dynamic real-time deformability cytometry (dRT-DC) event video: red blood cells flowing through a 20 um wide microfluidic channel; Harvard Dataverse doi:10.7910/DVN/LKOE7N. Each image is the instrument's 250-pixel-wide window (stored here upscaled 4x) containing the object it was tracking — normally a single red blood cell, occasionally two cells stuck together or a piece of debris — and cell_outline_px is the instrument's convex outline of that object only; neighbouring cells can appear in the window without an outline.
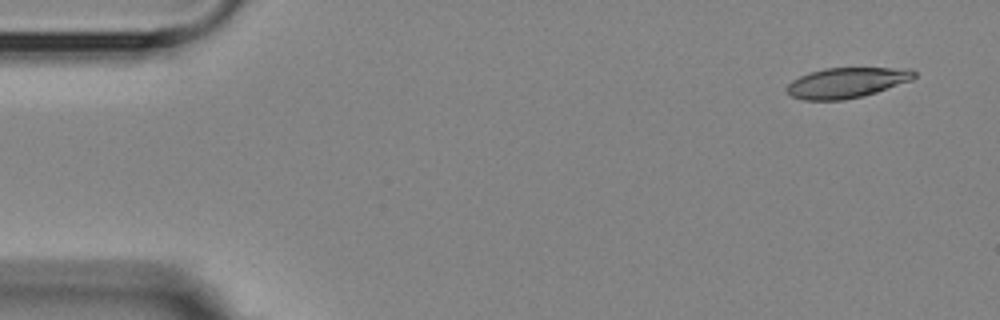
{"species": "Egyptian fruit bat (a non-hibernating species)", "species_latin": "Rousettus aegyptiacus", "temperature_condition": "room temperature", "stored_images_in_passage": 5, "camera_frame_rate_fps": 3000, "um_per_image_px": 0.085, "animal": {"sex": "female"}, "frame": {"image": 1, "passage_image": 1, "time_ms": 0.0, "image_size_px": [1000, 320], "cell_outline_px": [[916, 76], [912, 80], [864, 96], [844, 100], [804, 100], [792, 96], [788, 92], [788, 84], [792, 80], [808, 72], [824, 68], [912, 68], [916, 72]], "centroid_in_image_um": [71.99, 7.02], "position_along_channel_um": 13.0, "area_um2": 22.54}}
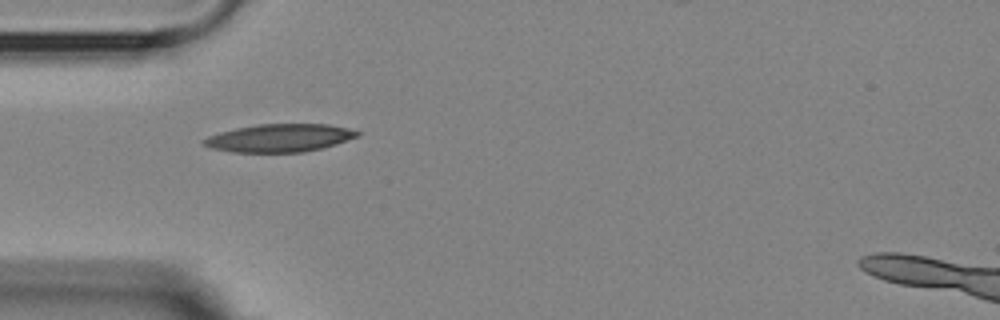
{"frame": {"image": 2, "passage_image": 4, "time_ms": 4.333, "image_size_px": [1000, 320], "cell_outline_px": [[360, 136], [336, 144], [304, 152], [232, 152], [212, 148], [200, 144], [200, 140], [208, 136], [220, 132], [236, 128], [256, 124], [328, 124], [348, 128], [360, 132]], "centroid_in_image_um": [23.73, 11.72], "position_along_channel_um": 61.3, "area_um2": 25.09}}
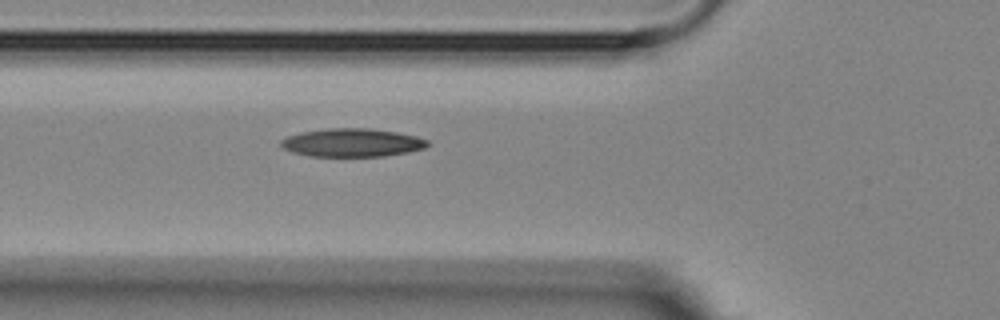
{"frame": {"image": 3, "passage_image": 5, "time_ms": 5.333, "image_size_px": [1000, 320], "cell_outline_px": [[432, 144], [424, 148], [408, 152], [384, 156], [312, 156], [292, 152], [284, 148], [280, 144], [280, 140], [288, 136], [300, 132], [328, 128], [372, 128], [396, 132], [416, 136], [428, 140]], "centroid_in_image_um": [29.95, 12.12], "position_along_channel_um": 95.8, "area_um2": 24.22}}